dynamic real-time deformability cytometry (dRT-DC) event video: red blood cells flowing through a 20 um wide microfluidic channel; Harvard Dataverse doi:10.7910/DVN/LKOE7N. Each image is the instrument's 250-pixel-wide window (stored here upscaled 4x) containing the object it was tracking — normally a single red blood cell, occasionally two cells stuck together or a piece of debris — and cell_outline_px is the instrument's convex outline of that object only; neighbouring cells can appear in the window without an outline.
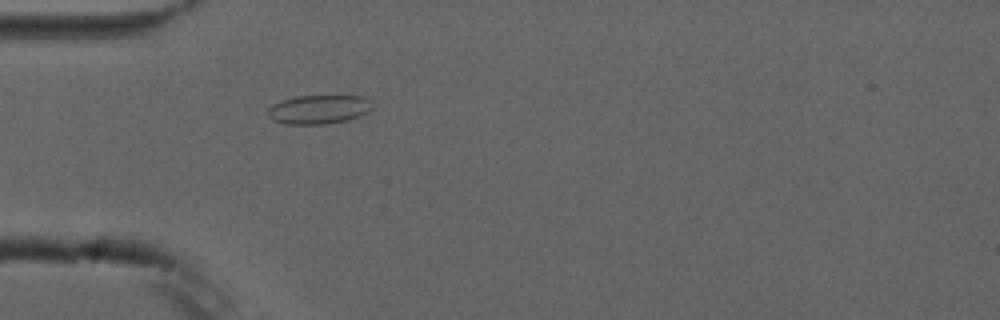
{"species": "common noctule bat (a hibernating species)", "species_latin": "Nyctalus noctula", "temperature_condition": "cold", "stored_images_in_passage": 5, "camera_frame_rate_fps": 3000, "um_per_image_px": 0.085, "animal": {"sex": "male", "forearm_length_mm": 52.5}, "frame": {"image": 1, "passage_image": 5, "time_ms": 5.0, "image_size_px": [1000, 320], "cell_outline_px": [[372, 108], [368, 112], [360, 116], [348, 120], [324, 124], [288, 124], [272, 120], [268, 116], [268, 108], [272, 104], [296, 96], [364, 96], [368, 100]], "centroid_in_image_um": [27.08, 9.3], "position_along_channel_um": 57.9, "area_um2": 17.51}}